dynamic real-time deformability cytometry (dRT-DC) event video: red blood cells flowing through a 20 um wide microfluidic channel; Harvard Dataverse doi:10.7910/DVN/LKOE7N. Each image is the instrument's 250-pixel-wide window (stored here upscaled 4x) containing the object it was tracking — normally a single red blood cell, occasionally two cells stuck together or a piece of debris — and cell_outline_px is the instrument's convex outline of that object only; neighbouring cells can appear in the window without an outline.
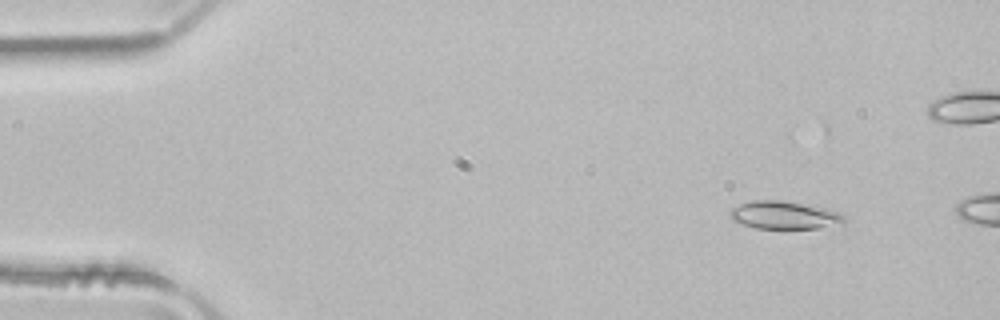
{"species": "common noctule bat (a hibernating species)", "species_latin": "Nyctalus noctula", "temperature_condition": "room temperature", "stored_images_in_passage": 10, "camera_frame_rate_fps": 3000, "um_per_image_px": 0.085, "animal": {"sex": "male", "body_mass_g": 21.5, "forearm_length_mm": 52.0}, "frame": {"image": 1, "passage_image": 6, "time_ms": 1.667, "image_size_px": [1000, 320], "cell_outline_px": [[844, 224], [820, 228], [756, 228], [732, 220], [728, 216], [728, 212], [732, 208], [740, 204], [752, 200], [780, 200], [824, 208], [836, 212], [844, 216]], "centroid_in_image_um": [66.62, 18.29], "position_along_channel_um": 18.4, "area_um2": 18.38}}